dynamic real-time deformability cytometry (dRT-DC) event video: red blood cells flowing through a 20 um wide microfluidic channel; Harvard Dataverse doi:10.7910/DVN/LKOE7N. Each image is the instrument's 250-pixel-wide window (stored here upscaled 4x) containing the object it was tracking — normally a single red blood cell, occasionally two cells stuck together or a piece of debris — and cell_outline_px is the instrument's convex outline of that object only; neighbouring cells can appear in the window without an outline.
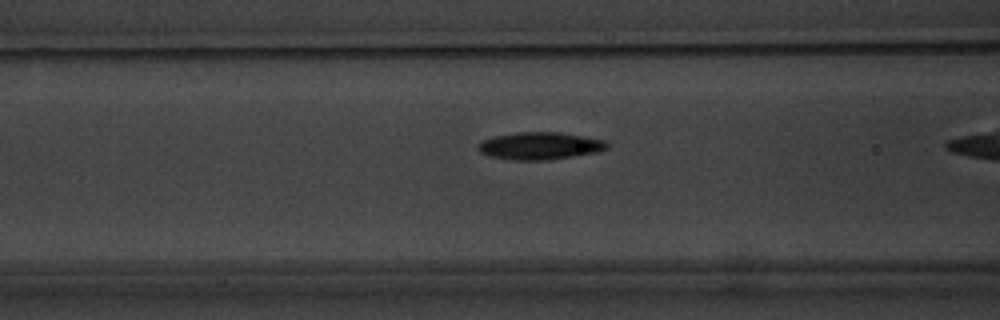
{"species": "common noctule bat (a hibernating species)", "species_latin": "Nyctalus noctula", "temperature_condition": "warm", "stored_images_in_passage": 32, "camera_frame_rate_fps": 3000, "um_per_image_px": 0.085, "animal": {"sex": "male", "body_mass_g": 20.1, "forearm_length_mm": 53.5}, "frame": {"image": 1, "passage_image": 10, "time_ms": 3.0, "image_size_px": [1000, 320], "cell_outline_px": [[608, 148], [596, 152], [576, 156], [548, 160], [512, 160], [488, 156], [480, 152], [476, 148], [476, 144], [480, 140], [496, 136], [520, 132], [560, 132], [584, 136], [604, 140], [608, 144]], "centroid_in_image_um": [45.85, 12.4], "position_along_channel_um": 120.7, "area_um2": 20.75}}
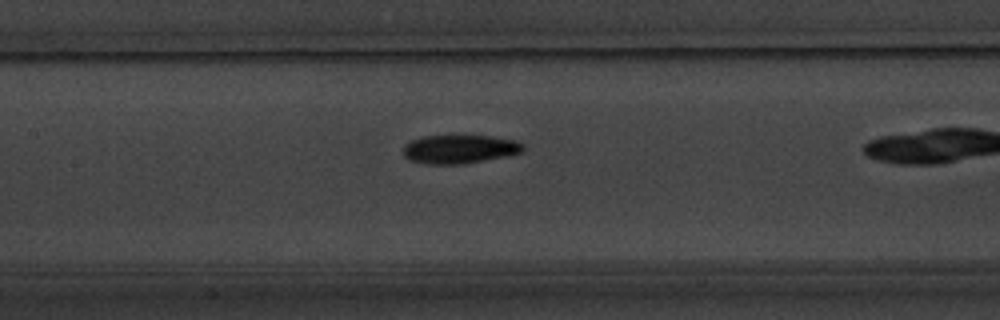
{"frame": {"image": 2, "passage_image": 14, "time_ms": 4.333, "image_size_px": [1000, 320], "cell_outline_px": [[524, 152], [508, 156], [464, 164], [428, 164], [408, 160], [404, 156], [404, 144], [412, 140], [424, 136], [460, 132], [492, 136], [516, 140], [524, 144]], "centroid_in_image_um": [39.1, 12.62], "position_along_channel_um": 168.3, "area_um2": 21.15}}